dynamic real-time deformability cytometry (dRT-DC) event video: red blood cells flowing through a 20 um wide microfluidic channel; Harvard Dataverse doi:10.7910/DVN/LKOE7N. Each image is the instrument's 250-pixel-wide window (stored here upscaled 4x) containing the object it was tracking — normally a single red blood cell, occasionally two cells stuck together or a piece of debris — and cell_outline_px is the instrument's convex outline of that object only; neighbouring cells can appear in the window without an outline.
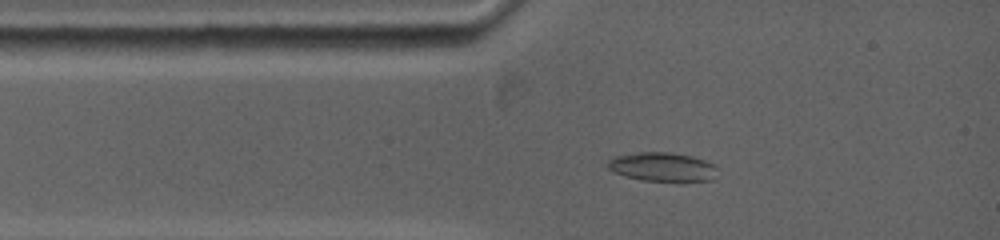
{"species": "common noctule bat (a hibernating species)", "species_latin": "Nyctalus noctula", "temperature_condition": "warm", "stored_images_in_passage": 15, "camera_frame_rate_fps": 5000, "um_per_image_px": 0.085, "animal": {"sex": "female", "body_mass_g": 19.0, "forearm_length_mm": 53.3}, "frame": {"image": 1, "passage_image": 5, "time_ms": 1.6, "image_size_px": [1000, 240], "cell_outline_px": [[720, 168], [712, 180], [644, 180], [628, 176], [616, 172], [608, 168], [608, 160], [616, 156], [640, 152], [668, 152], [692, 156], [704, 160]], "centroid_in_image_um": [56.35, 14.17], "position_along_channel_um": 28.7, "area_um2": 18.03}}
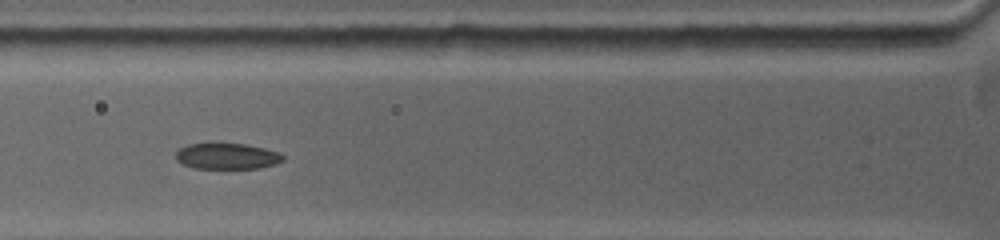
{"frame": {"image": 2, "passage_image": 11, "time_ms": 3.8, "image_size_px": [1000, 240], "cell_outline_px": [[284, 160], [272, 164], [256, 168], [192, 168], [176, 160], [176, 152], [180, 148], [188, 144], [212, 140], [216, 140], [244, 144], [264, 148], [280, 152], [284, 156]], "centroid_in_image_um": [19.24, 13.21], "position_along_channel_um": 106.6, "area_um2": 16.82}}
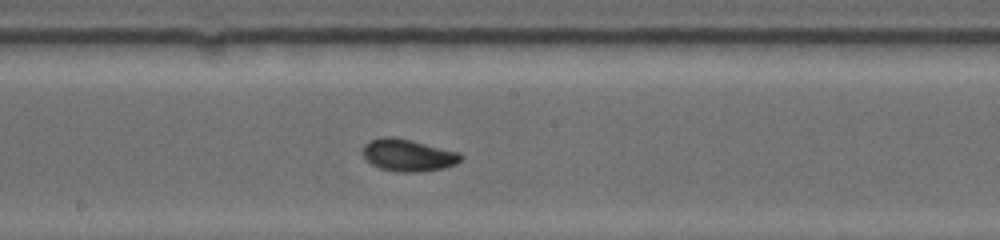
{"frame": {"image": 3, "passage_image": 15, "time_ms": 6.6, "image_size_px": [1000, 240], "cell_outline_px": [[464, 156], [456, 164], [444, 168], [420, 172], [396, 172], [380, 168], [372, 164], [360, 152], [360, 148], [364, 144], [372, 140], [384, 136], [392, 136], [412, 140], [460, 152]], "centroid_in_image_um": [34.68, 13.18], "position_along_channel_um": 213.5, "area_um2": 18.61}}